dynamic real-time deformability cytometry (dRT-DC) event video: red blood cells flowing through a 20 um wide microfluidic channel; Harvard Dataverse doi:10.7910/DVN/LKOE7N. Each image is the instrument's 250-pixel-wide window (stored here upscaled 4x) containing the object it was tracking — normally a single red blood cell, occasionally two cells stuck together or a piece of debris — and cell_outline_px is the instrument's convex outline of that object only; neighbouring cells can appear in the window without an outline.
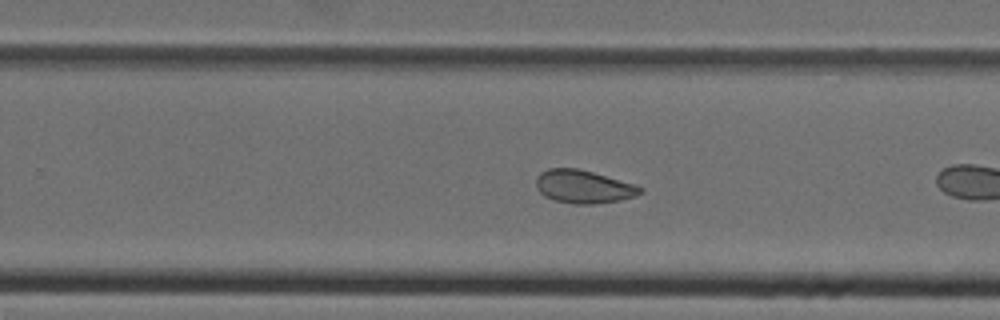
{"species": "Egyptian fruit bat (a non-hibernating species)", "species_latin": "Rousettus aegyptiacus", "temperature_condition": "cold", "stored_images_in_passage": 17, "camera_frame_rate_fps": 3000, "um_per_image_px": 0.085, "animal": {"sex": "female"}, "frame": {"image": 1, "passage_image": 15, "time_ms": 4.667, "image_size_px": [1000, 320], "cell_outline_px": [[644, 192], [636, 196], [620, 200], [596, 204], [576, 204], [556, 200], [544, 196], [536, 188], [536, 176], [540, 172], [548, 168], [576, 168], [592, 172], [636, 184], [644, 188]], "centroid_in_image_um": [49.62, 15.86], "position_along_channel_um": 280.2, "area_um2": 20.23}}